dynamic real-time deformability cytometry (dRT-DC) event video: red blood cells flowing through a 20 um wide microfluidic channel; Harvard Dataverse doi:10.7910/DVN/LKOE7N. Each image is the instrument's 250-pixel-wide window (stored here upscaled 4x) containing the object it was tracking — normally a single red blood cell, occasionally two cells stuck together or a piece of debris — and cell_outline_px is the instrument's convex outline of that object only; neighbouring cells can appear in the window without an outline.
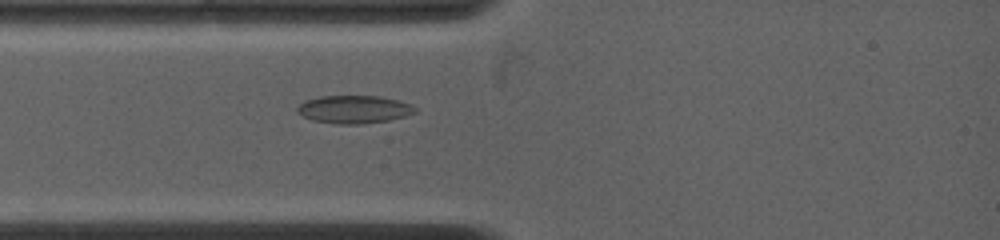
{"species": "common noctule bat (a hibernating species)", "species_latin": "Nyctalus noctula", "temperature_condition": "warm", "stored_images_in_passage": 33, "camera_frame_rate_fps": 4500, "um_per_image_px": 0.085, "animal": {"sex": "female", "body_mass_g": 19.0, "forearm_length_mm": 53.3}, "frame": {"image": 1, "passage_image": 6, "time_ms": 2.222, "image_size_px": [1000, 240], "cell_outline_px": [[416, 112], [404, 116], [388, 120], [364, 124], [336, 124], [312, 120], [296, 112], [296, 108], [304, 100], [320, 96], [380, 96], [400, 100], [416, 108]], "centroid_in_image_um": [30.06, 9.29], "position_along_channel_um": 54.9, "area_um2": 19.19}}
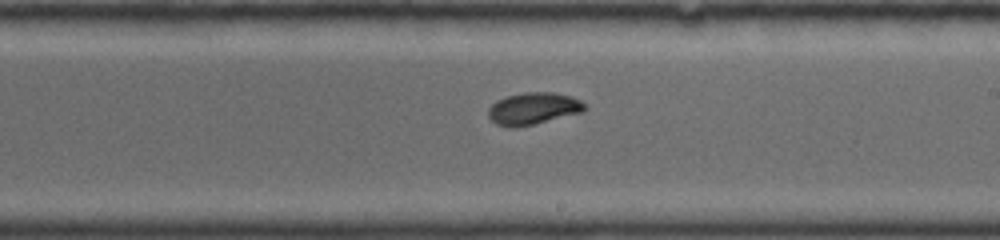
{"frame": {"image": 2, "passage_image": 17, "time_ms": 7.111, "image_size_px": [1000, 240], "cell_outline_px": [[588, 108], [580, 112], [516, 128], [508, 128], [496, 124], [488, 116], [488, 108], [496, 100], [508, 96], [524, 92], [552, 92], [572, 96], [580, 100]], "centroid_in_image_um": [45.29, 9.22], "position_along_channel_um": 243.7, "area_um2": 17.86}}
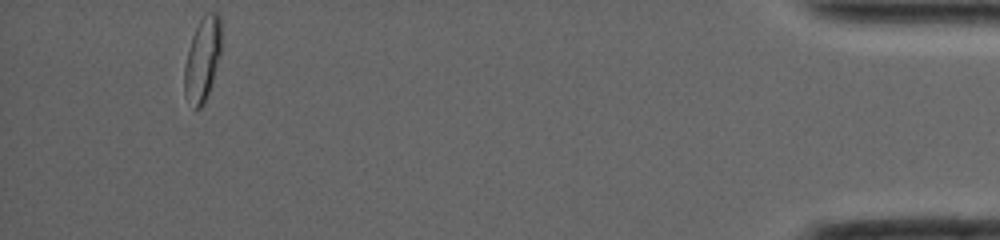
{"frame": {"image": 3, "passage_image": 33, "time_ms": 14.222, "image_size_px": [1000, 240], "cell_outline_px": [[220, 52], [208, 96], [200, 108], [196, 108], [184, 92], [184, 68], [192, 36], [204, 12], [220, 12]], "centroid_in_image_um": [17.21, 4.98], "position_along_channel_um": 418.0, "area_um2": 17.63}, "authors_computed_cell_mechanics": {"area_um2": 17.629, "velocity_mm_per_s": 3.8562, "shape_relaxation_time_tau1_ms": 10.148, "shape_relaxation_time_tau2_ms": 3.3052, "deformation_change_tau1": 0.2236, "deformation_change_tau2": 0.0439}}